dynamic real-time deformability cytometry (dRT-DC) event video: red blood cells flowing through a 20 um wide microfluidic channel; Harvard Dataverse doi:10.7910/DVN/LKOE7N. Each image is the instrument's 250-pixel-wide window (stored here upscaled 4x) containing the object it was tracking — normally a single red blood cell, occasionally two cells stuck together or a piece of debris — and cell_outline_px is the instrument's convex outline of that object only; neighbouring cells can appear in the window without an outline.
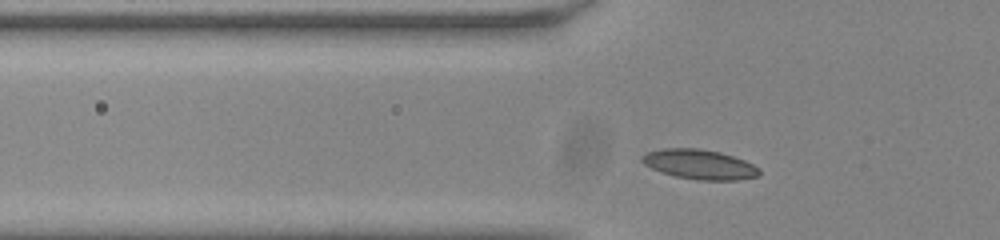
{"species": "common noctule bat (a hibernating species)", "species_latin": "Nyctalus noctula", "temperature_condition": "room temperature", "stored_images_in_passage": 37, "camera_frame_rate_fps": 3000, "um_per_image_px": 0.085, "animal": {"sex": "male", "body_mass_g": 20.0, "forearm_length_mm": 53.3}, "frame": {"image": 1, "passage_image": 9, "time_ms": 2.667, "image_size_px": [1000, 240], "cell_outline_px": [[760, 176], [736, 180], [696, 180], [676, 176], [652, 168], [644, 164], [640, 160], [640, 156], [648, 152], [664, 148], [700, 148], [720, 152], [744, 160], [760, 168]], "centroid_in_image_um": [59.48, 13.97], "position_along_channel_um": 66.3, "area_um2": 20.29}}
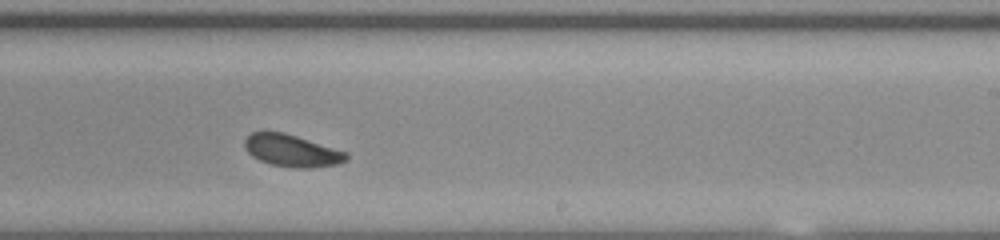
{"frame": {"image": 2, "passage_image": 25, "time_ms": 8.0, "image_size_px": [1000, 240], "cell_outline_px": [[348, 160], [336, 164], [312, 168], [292, 168], [272, 164], [260, 160], [252, 156], [244, 148], [244, 140], [252, 132], [264, 128], [284, 132], [348, 152]], "centroid_in_image_um": [24.77, 12.77], "position_along_channel_um": 264.2, "area_um2": 19.48}}
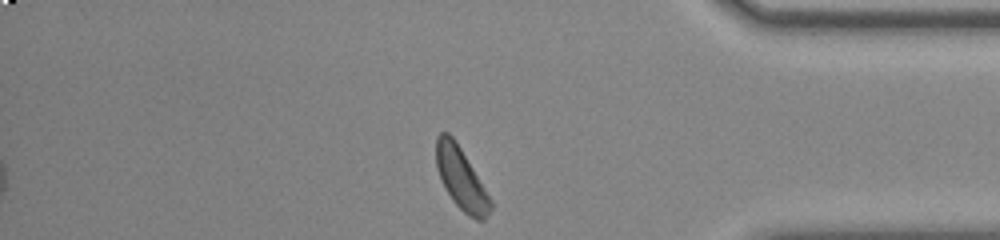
{"frame": {"image": 3, "passage_image": 37, "time_ms": 12.0, "image_size_px": [1000, 240], "cell_outline_px": [[492, 208], [484, 220], [476, 220], [468, 216], [452, 200], [436, 168], [436, 136], [440, 132], [448, 132], [452, 136], [460, 148], [492, 200]], "centroid_in_image_um": [39.19, 15.19], "position_along_channel_um": 396.0, "area_um2": 19.19}, "authors_computed_cell_mechanics": {"area_um2": 19.1896, "velocity_mm_per_s": 3.7853, "shape_relaxation_time_tau1_ms": 2.1817, "shape_relaxation_time_tau2_ms": null, "deformation_change_tau1": 0.098, "deformation_change_tau2": null}}